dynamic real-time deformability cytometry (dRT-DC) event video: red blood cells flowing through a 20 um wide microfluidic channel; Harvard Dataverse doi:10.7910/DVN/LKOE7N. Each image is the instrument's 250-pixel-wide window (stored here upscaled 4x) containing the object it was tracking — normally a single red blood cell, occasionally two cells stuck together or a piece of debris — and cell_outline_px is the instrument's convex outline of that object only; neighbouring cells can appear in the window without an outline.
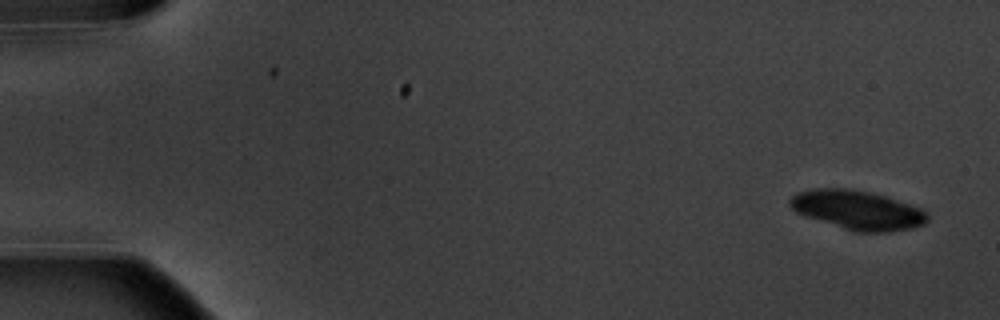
{"species": "common noctule bat (a hibernating species)", "species_latin": "Nyctalus noctula", "temperature_condition": "warm", "stored_images_in_passage": 7, "camera_frame_rate_fps": 3000, "um_per_image_px": 0.085, "animal": {"sex": "male", "body_mass_g": 20.1, "forearm_length_mm": 53.5}, "frame": {"image": 1, "passage_image": 1, "time_ms": 0.0, "image_size_px": [1000, 320], "cell_outline_px": [[928, 220], [924, 224], [912, 228], [888, 232], [856, 232], [796, 212], [788, 204], [788, 200], [796, 192], [812, 188], [852, 188], [888, 196], [920, 208], [928, 212]], "centroid_in_image_um": [72.91, 17.83], "position_along_channel_um": 12.1, "area_um2": 31.39}}